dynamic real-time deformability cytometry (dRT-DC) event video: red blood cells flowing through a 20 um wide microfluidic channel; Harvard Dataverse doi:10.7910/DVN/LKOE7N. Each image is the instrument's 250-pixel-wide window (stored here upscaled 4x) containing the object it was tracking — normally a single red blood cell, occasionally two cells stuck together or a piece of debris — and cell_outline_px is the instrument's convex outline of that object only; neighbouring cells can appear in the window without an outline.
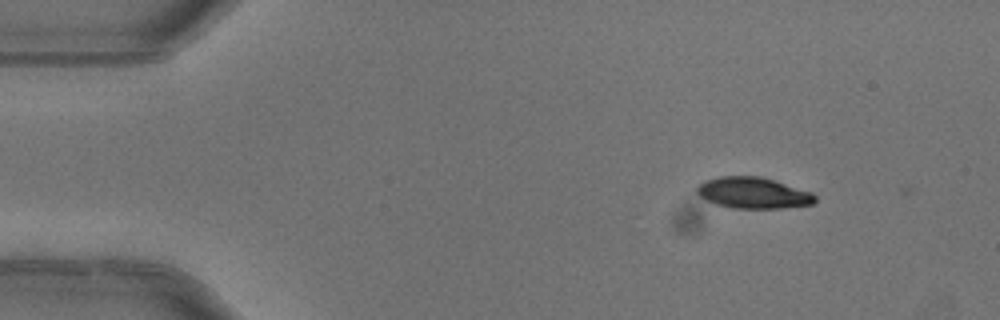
{"species": "common noctule bat (a hibernating species)", "species_latin": "Nyctalus noctula", "temperature_condition": "warm", "stored_images_in_passage": 5, "camera_frame_rate_fps": 3000, "um_per_image_px": 0.085, "animal": {"sex": "female"}, "frame": {"image": 1, "passage_image": 1, "time_ms": 0.0, "image_size_px": [1000, 320], "cell_outline_px": [[816, 200], [812, 204], [780, 208], [732, 208], [716, 204], [700, 196], [696, 192], [696, 188], [704, 180], [720, 176], [760, 176], [812, 192], [816, 196]], "centroid_in_image_um": [64.01, 16.39], "position_along_channel_um": 21.0, "area_um2": 21.33}}
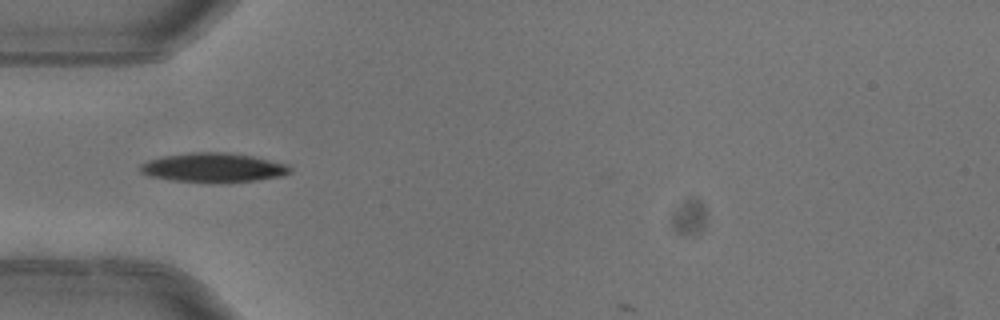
{"frame": {"image": 2, "passage_image": 4, "time_ms": 1.0, "image_size_px": [1000, 320], "cell_outline_px": [[292, 172], [280, 176], [252, 180], [172, 180], [148, 176], [140, 172], [140, 164], [148, 160], [164, 156], [192, 152], [228, 152], [252, 156], [284, 164], [292, 168]], "centroid_in_image_um": [18.08, 14.2], "position_along_channel_um": 66.9, "area_um2": 24.45}}